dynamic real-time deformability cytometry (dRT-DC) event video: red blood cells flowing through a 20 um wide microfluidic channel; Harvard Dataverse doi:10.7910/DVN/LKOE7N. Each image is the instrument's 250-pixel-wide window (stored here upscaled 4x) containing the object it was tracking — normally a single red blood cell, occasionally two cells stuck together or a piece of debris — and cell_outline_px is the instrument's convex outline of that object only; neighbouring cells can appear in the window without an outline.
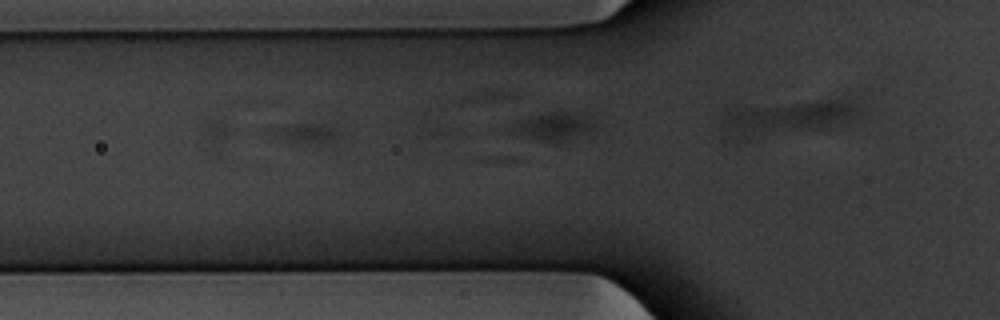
{"species": "common noctule bat (a hibernating species)", "species_latin": "Nyctalus noctula", "temperature_condition": "warm", "stored_images_in_passage": 3, "segment_of_instrument_passage": [2, 2], "camera_frame_rate_fps": 3000, "um_per_image_px": 0.085, "animal": {"sex": "male", "body_mass_g": 20.1, "forearm_length_mm": 53.5}, "frame": {"image": 1, "passage_image": 3, "time_ms": 0.667, "image_size_px": [1000, 320], "cell_outline_px": [[860, 112], [856, 116], [828, 128], [740, 140], [720, 124], [712, 112], [724, 104], [820, 100], [848, 100], [860, 104]], "centroid_in_image_um": [66.59, 9.93], "position_along_channel_um": 59.2, "area_um2": 29.88}}